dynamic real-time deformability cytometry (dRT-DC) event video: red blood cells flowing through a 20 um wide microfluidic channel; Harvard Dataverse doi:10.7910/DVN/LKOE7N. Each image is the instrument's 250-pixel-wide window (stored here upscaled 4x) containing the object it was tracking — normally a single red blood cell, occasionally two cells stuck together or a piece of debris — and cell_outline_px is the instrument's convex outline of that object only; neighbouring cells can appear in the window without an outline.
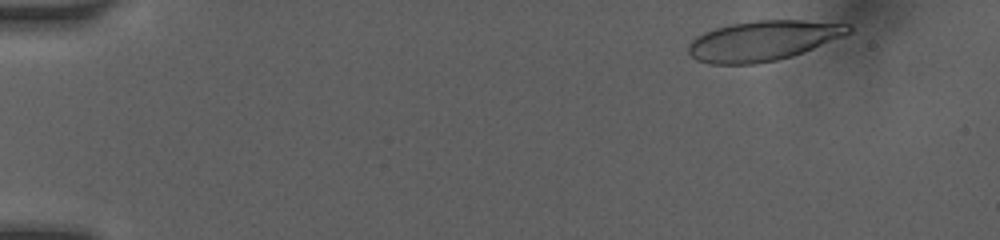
{"species": "human", "species_latin": "Homo sapiens", "temperature_condition": "room temperature", "stored_images_in_passage": 10, "camera_frame_rate_fps": 3000, "um_per_image_px": 0.085, "donor": {"sex": "female"}, "frame": {"image": 1, "passage_image": 1, "time_ms": 0.0, "image_size_px": [1000, 240], "cell_outline_px": [[852, 32], [792, 56], [776, 60], [756, 64], [708, 64], [696, 60], [688, 52], [688, 44], [696, 36], [704, 32], [716, 28], [732, 24], [756, 20], [804, 20], [848, 24], [852, 28]], "centroid_in_image_um": [64.82, 3.46], "position_along_channel_um": 20.2, "area_um2": 37.17}}
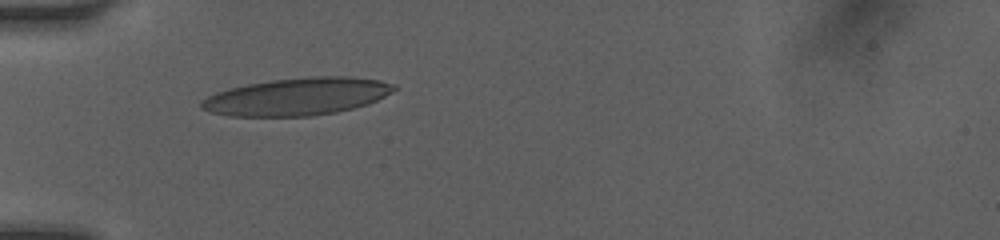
{"frame": {"image": 2, "passage_image": 7, "time_ms": 3.667, "image_size_px": [1000, 240], "cell_outline_px": [[396, 88], [392, 92], [368, 104], [336, 112], [312, 116], [228, 116], [212, 112], [200, 108], [200, 104], [208, 96], [216, 92], [228, 88], [248, 84], [272, 80], [312, 76], [352, 76], [380, 80], [396, 84]], "centroid_in_image_um": [25.28, 8.2], "position_along_channel_um": 59.7, "area_um2": 42.02}}
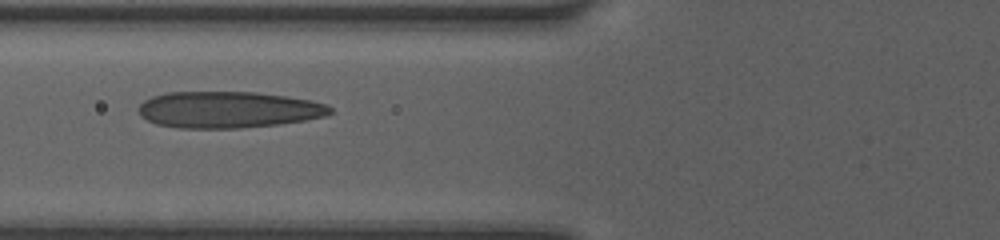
{"frame": {"image": 3, "passage_image": 9, "time_ms": 5.0, "image_size_px": [1000, 240], "cell_outline_px": [[332, 112], [324, 116], [304, 120], [276, 124], [236, 128], [180, 128], [156, 124], [140, 116], [140, 104], [144, 100], [152, 96], [168, 92], [256, 92], [284, 96], [308, 100], [324, 104], [332, 108]], "centroid_in_image_um": [19.35, 9.32], "position_along_channel_um": 106.4, "area_um2": 40.34}}